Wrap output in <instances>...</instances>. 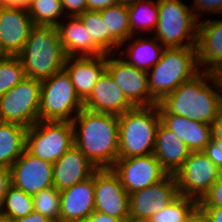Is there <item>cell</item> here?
<instances>
[{"label": "cell", "instance_id": "obj_1", "mask_svg": "<svg viewBox=\"0 0 222 222\" xmlns=\"http://www.w3.org/2000/svg\"><path fill=\"white\" fill-rule=\"evenodd\" d=\"M159 113L177 114L212 125L222 108V85L217 74L201 71L157 103Z\"/></svg>", "mask_w": 222, "mask_h": 222}, {"label": "cell", "instance_id": "obj_2", "mask_svg": "<svg viewBox=\"0 0 222 222\" xmlns=\"http://www.w3.org/2000/svg\"><path fill=\"white\" fill-rule=\"evenodd\" d=\"M72 123L80 151L97 169L111 168L119 153L118 116L83 108Z\"/></svg>", "mask_w": 222, "mask_h": 222}, {"label": "cell", "instance_id": "obj_3", "mask_svg": "<svg viewBox=\"0 0 222 222\" xmlns=\"http://www.w3.org/2000/svg\"><path fill=\"white\" fill-rule=\"evenodd\" d=\"M26 77L44 80L63 70L67 55L56 26L34 25L18 55Z\"/></svg>", "mask_w": 222, "mask_h": 222}, {"label": "cell", "instance_id": "obj_4", "mask_svg": "<svg viewBox=\"0 0 222 222\" xmlns=\"http://www.w3.org/2000/svg\"><path fill=\"white\" fill-rule=\"evenodd\" d=\"M200 72L196 47L165 48L160 61L147 72L150 95L159 103Z\"/></svg>", "mask_w": 222, "mask_h": 222}, {"label": "cell", "instance_id": "obj_5", "mask_svg": "<svg viewBox=\"0 0 222 222\" xmlns=\"http://www.w3.org/2000/svg\"><path fill=\"white\" fill-rule=\"evenodd\" d=\"M118 159L153 154L161 123L157 104L135 106L118 116Z\"/></svg>", "mask_w": 222, "mask_h": 222}, {"label": "cell", "instance_id": "obj_6", "mask_svg": "<svg viewBox=\"0 0 222 222\" xmlns=\"http://www.w3.org/2000/svg\"><path fill=\"white\" fill-rule=\"evenodd\" d=\"M158 9L152 36L165 48L196 47L199 20L192 7L182 0H158Z\"/></svg>", "mask_w": 222, "mask_h": 222}, {"label": "cell", "instance_id": "obj_7", "mask_svg": "<svg viewBox=\"0 0 222 222\" xmlns=\"http://www.w3.org/2000/svg\"><path fill=\"white\" fill-rule=\"evenodd\" d=\"M82 109L83 101L64 69L41 81L40 120L72 122Z\"/></svg>", "mask_w": 222, "mask_h": 222}, {"label": "cell", "instance_id": "obj_8", "mask_svg": "<svg viewBox=\"0 0 222 222\" xmlns=\"http://www.w3.org/2000/svg\"><path fill=\"white\" fill-rule=\"evenodd\" d=\"M74 144V128L70 121L39 120L27 128L25 149L33 156L52 164Z\"/></svg>", "mask_w": 222, "mask_h": 222}, {"label": "cell", "instance_id": "obj_9", "mask_svg": "<svg viewBox=\"0 0 222 222\" xmlns=\"http://www.w3.org/2000/svg\"><path fill=\"white\" fill-rule=\"evenodd\" d=\"M40 97L41 80L25 77L0 96V121L33 126L40 120Z\"/></svg>", "mask_w": 222, "mask_h": 222}, {"label": "cell", "instance_id": "obj_10", "mask_svg": "<svg viewBox=\"0 0 222 222\" xmlns=\"http://www.w3.org/2000/svg\"><path fill=\"white\" fill-rule=\"evenodd\" d=\"M220 173L203 151L191 152L175 173L179 195L201 201L219 179Z\"/></svg>", "mask_w": 222, "mask_h": 222}, {"label": "cell", "instance_id": "obj_11", "mask_svg": "<svg viewBox=\"0 0 222 222\" xmlns=\"http://www.w3.org/2000/svg\"><path fill=\"white\" fill-rule=\"evenodd\" d=\"M179 196L174 174L129 195V222H148Z\"/></svg>", "mask_w": 222, "mask_h": 222}, {"label": "cell", "instance_id": "obj_12", "mask_svg": "<svg viewBox=\"0 0 222 222\" xmlns=\"http://www.w3.org/2000/svg\"><path fill=\"white\" fill-rule=\"evenodd\" d=\"M111 169L129 195L160 182L168 175L154 154L117 159Z\"/></svg>", "mask_w": 222, "mask_h": 222}, {"label": "cell", "instance_id": "obj_13", "mask_svg": "<svg viewBox=\"0 0 222 222\" xmlns=\"http://www.w3.org/2000/svg\"><path fill=\"white\" fill-rule=\"evenodd\" d=\"M95 211L129 222V193L111 168L94 172Z\"/></svg>", "mask_w": 222, "mask_h": 222}, {"label": "cell", "instance_id": "obj_14", "mask_svg": "<svg viewBox=\"0 0 222 222\" xmlns=\"http://www.w3.org/2000/svg\"><path fill=\"white\" fill-rule=\"evenodd\" d=\"M118 56L117 53L107 54L106 70L120 86L128 101L134 107L157 104L150 95L147 72L129 65Z\"/></svg>", "mask_w": 222, "mask_h": 222}, {"label": "cell", "instance_id": "obj_15", "mask_svg": "<svg viewBox=\"0 0 222 222\" xmlns=\"http://www.w3.org/2000/svg\"><path fill=\"white\" fill-rule=\"evenodd\" d=\"M33 26L26 6L0 5V56H18Z\"/></svg>", "mask_w": 222, "mask_h": 222}, {"label": "cell", "instance_id": "obj_16", "mask_svg": "<svg viewBox=\"0 0 222 222\" xmlns=\"http://www.w3.org/2000/svg\"><path fill=\"white\" fill-rule=\"evenodd\" d=\"M9 170L11 184L29 195L53 187V164L33 156L26 149Z\"/></svg>", "mask_w": 222, "mask_h": 222}, {"label": "cell", "instance_id": "obj_17", "mask_svg": "<svg viewBox=\"0 0 222 222\" xmlns=\"http://www.w3.org/2000/svg\"><path fill=\"white\" fill-rule=\"evenodd\" d=\"M133 107L107 70L102 73L90 95L83 101L85 109L117 116Z\"/></svg>", "mask_w": 222, "mask_h": 222}, {"label": "cell", "instance_id": "obj_18", "mask_svg": "<svg viewBox=\"0 0 222 222\" xmlns=\"http://www.w3.org/2000/svg\"><path fill=\"white\" fill-rule=\"evenodd\" d=\"M60 222H83L95 211L93 175L72 187L60 191Z\"/></svg>", "mask_w": 222, "mask_h": 222}, {"label": "cell", "instance_id": "obj_19", "mask_svg": "<svg viewBox=\"0 0 222 222\" xmlns=\"http://www.w3.org/2000/svg\"><path fill=\"white\" fill-rule=\"evenodd\" d=\"M196 49L201 71L217 74L222 69V19L198 23Z\"/></svg>", "mask_w": 222, "mask_h": 222}, {"label": "cell", "instance_id": "obj_20", "mask_svg": "<svg viewBox=\"0 0 222 222\" xmlns=\"http://www.w3.org/2000/svg\"><path fill=\"white\" fill-rule=\"evenodd\" d=\"M107 55L67 57L64 70L69 75L79 98L84 101L106 70Z\"/></svg>", "mask_w": 222, "mask_h": 222}, {"label": "cell", "instance_id": "obj_21", "mask_svg": "<svg viewBox=\"0 0 222 222\" xmlns=\"http://www.w3.org/2000/svg\"><path fill=\"white\" fill-rule=\"evenodd\" d=\"M97 168L74 144L53 164V186L62 191L90 178Z\"/></svg>", "mask_w": 222, "mask_h": 222}, {"label": "cell", "instance_id": "obj_22", "mask_svg": "<svg viewBox=\"0 0 222 222\" xmlns=\"http://www.w3.org/2000/svg\"><path fill=\"white\" fill-rule=\"evenodd\" d=\"M56 26L67 57L107 55L89 36L83 23L77 16H69Z\"/></svg>", "mask_w": 222, "mask_h": 222}, {"label": "cell", "instance_id": "obj_23", "mask_svg": "<svg viewBox=\"0 0 222 222\" xmlns=\"http://www.w3.org/2000/svg\"><path fill=\"white\" fill-rule=\"evenodd\" d=\"M161 123L174 132L191 152L204 151L211 141L212 125L177 114L159 113Z\"/></svg>", "mask_w": 222, "mask_h": 222}, {"label": "cell", "instance_id": "obj_24", "mask_svg": "<svg viewBox=\"0 0 222 222\" xmlns=\"http://www.w3.org/2000/svg\"><path fill=\"white\" fill-rule=\"evenodd\" d=\"M190 153L187 145L174 132L167 129L162 123L159 124L153 154L168 174L175 175Z\"/></svg>", "mask_w": 222, "mask_h": 222}, {"label": "cell", "instance_id": "obj_25", "mask_svg": "<svg viewBox=\"0 0 222 222\" xmlns=\"http://www.w3.org/2000/svg\"><path fill=\"white\" fill-rule=\"evenodd\" d=\"M142 35L143 34L139 35L138 38L136 35H132L128 40L123 42L121 48H119V51L120 49L122 51H120L121 53H118V55L129 65L148 72L160 61L165 47L161 45L155 37L151 39L150 37H144V35ZM126 43H129V45L127 44V46H125ZM124 46L127 48L125 49Z\"/></svg>", "mask_w": 222, "mask_h": 222}, {"label": "cell", "instance_id": "obj_26", "mask_svg": "<svg viewBox=\"0 0 222 222\" xmlns=\"http://www.w3.org/2000/svg\"><path fill=\"white\" fill-rule=\"evenodd\" d=\"M99 12L101 18H105L106 54L116 52L118 54L122 43L132 36L129 25L128 5L117 3Z\"/></svg>", "mask_w": 222, "mask_h": 222}, {"label": "cell", "instance_id": "obj_27", "mask_svg": "<svg viewBox=\"0 0 222 222\" xmlns=\"http://www.w3.org/2000/svg\"><path fill=\"white\" fill-rule=\"evenodd\" d=\"M27 128L0 121V166L10 168L26 147Z\"/></svg>", "mask_w": 222, "mask_h": 222}, {"label": "cell", "instance_id": "obj_28", "mask_svg": "<svg viewBox=\"0 0 222 222\" xmlns=\"http://www.w3.org/2000/svg\"><path fill=\"white\" fill-rule=\"evenodd\" d=\"M129 25L132 35L154 32L158 19V0H139L128 5ZM141 31V32H140Z\"/></svg>", "mask_w": 222, "mask_h": 222}, {"label": "cell", "instance_id": "obj_29", "mask_svg": "<svg viewBox=\"0 0 222 222\" xmlns=\"http://www.w3.org/2000/svg\"><path fill=\"white\" fill-rule=\"evenodd\" d=\"M26 9L33 25L57 26L65 19L61 0H28Z\"/></svg>", "mask_w": 222, "mask_h": 222}, {"label": "cell", "instance_id": "obj_30", "mask_svg": "<svg viewBox=\"0 0 222 222\" xmlns=\"http://www.w3.org/2000/svg\"><path fill=\"white\" fill-rule=\"evenodd\" d=\"M33 211L32 195L25 193L22 189L11 184L6 191L0 208V216L13 221L25 217Z\"/></svg>", "mask_w": 222, "mask_h": 222}, {"label": "cell", "instance_id": "obj_31", "mask_svg": "<svg viewBox=\"0 0 222 222\" xmlns=\"http://www.w3.org/2000/svg\"><path fill=\"white\" fill-rule=\"evenodd\" d=\"M198 208L197 200L179 195L168 206L155 213L148 222H185Z\"/></svg>", "mask_w": 222, "mask_h": 222}, {"label": "cell", "instance_id": "obj_32", "mask_svg": "<svg viewBox=\"0 0 222 222\" xmlns=\"http://www.w3.org/2000/svg\"><path fill=\"white\" fill-rule=\"evenodd\" d=\"M26 77L19 56H0V96L15 87Z\"/></svg>", "mask_w": 222, "mask_h": 222}, {"label": "cell", "instance_id": "obj_33", "mask_svg": "<svg viewBox=\"0 0 222 222\" xmlns=\"http://www.w3.org/2000/svg\"><path fill=\"white\" fill-rule=\"evenodd\" d=\"M34 211L60 222V191L54 186L32 195Z\"/></svg>", "mask_w": 222, "mask_h": 222}, {"label": "cell", "instance_id": "obj_34", "mask_svg": "<svg viewBox=\"0 0 222 222\" xmlns=\"http://www.w3.org/2000/svg\"><path fill=\"white\" fill-rule=\"evenodd\" d=\"M88 30L89 36L106 53V25L105 18H101L99 11L86 10L77 16Z\"/></svg>", "mask_w": 222, "mask_h": 222}, {"label": "cell", "instance_id": "obj_35", "mask_svg": "<svg viewBox=\"0 0 222 222\" xmlns=\"http://www.w3.org/2000/svg\"><path fill=\"white\" fill-rule=\"evenodd\" d=\"M199 207H222V172L209 192L199 201Z\"/></svg>", "mask_w": 222, "mask_h": 222}, {"label": "cell", "instance_id": "obj_36", "mask_svg": "<svg viewBox=\"0 0 222 222\" xmlns=\"http://www.w3.org/2000/svg\"><path fill=\"white\" fill-rule=\"evenodd\" d=\"M192 4V10L194 11L195 17L197 18V20L200 19L202 20V18H200L201 14L199 13H203L205 14V11L210 12L211 14L216 15L217 14H221L222 12V0H193L191 1Z\"/></svg>", "mask_w": 222, "mask_h": 222}, {"label": "cell", "instance_id": "obj_37", "mask_svg": "<svg viewBox=\"0 0 222 222\" xmlns=\"http://www.w3.org/2000/svg\"><path fill=\"white\" fill-rule=\"evenodd\" d=\"M214 165L222 172V141L211 137L203 151Z\"/></svg>", "mask_w": 222, "mask_h": 222}, {"label": "cell", "instance_id": "obj_38", "mask_svg": "<svg viewBox=\"0 0 222 222\" xmlns=\"http://www.w3.org/2000/svg\"><path fill=\"white\" fill-rule=\"evenodd\" d=\"M65 15L78 16L87 10V0H61Z\"/></svg>", "mask_w": 222, "mask_h": 222}, {"label": "cell", "instance_id": "obj_39", "mask_svg": "<svg viewBox=\"0 0 222 222\" xmlns=\"http://www.w3.org/2000/svg\"><path fill=\"white\" fill-rule=\"evenodd\" d=\"M11 185V174L9 168L0 166V208L2 206L6 191Z\"/></svg>", "mask_w": 222, "mask_h": 222}, {"label": "cell", "instance_id": "obj_40", "mask_svg": "<svg viewBox=\"0 0 222 222\" xmlns=\"http://www.w3.org/2000/svg\"><path fill=\"white\" fill-rule=\"evenodd\" d=\"M207 222H222V207H199Z\"/></svg>", "mask_w": 222, "mask_h": 222}, {"label": "cell", "instance_id": "obj_41", "mask_svg": "<svg viewBox=\"0 0 222 222\" xmlns=\"http://www.w3.org/2000/svg\"><path fill=\"white\" fill-rule=\"evenodd\" d=\"M83 222H125L123 219L94 211Z\"/></svg>", "mask_w": 222, "mask_h": 222}, {"label": "cell", "instance_id": "obj_42", "mask_svg": "<svg viewBox=\"0 0 222 222\" xmlns=\"http://www.w3.org/2000/svg\"><path fill=\"white\" fill-rule=\"evenodd\" d=\"M117 3L118 0H87V10L100 11Z\"/></svg>", "mask_w": 222, "mask_h": 222}, {"label": "cell", "instance_id": "obj_43", "mask_svg": "<svg viewBox=\"0 0 222 222\" xmlns=\"http://www.w3.org/2000/svg\"><path fill=\"white\" fill-rule=\"evenodd\" d=\"M12 222H54V221L36 211H33L32 213H29L25 217L18 218L16 220H13Z\"/></svg>", "mask_w": 222, "mask_h": 222}, {"label": "cell", "instance_id": "obj_44", "mask_svg": "<svg viewBox=\"0 0 222 222\" xmlns=\"http://www.w3.org/2000/svg\"><path fill=\"white\" fill-rule=\"evenodd\" d=\"M212 137L222 141V108L219 110L217 117L212 123Z\"/></svg>", "mask_w": 222, "mask_h": 222}, {"label": "cell", "instance_id": "obj_45", "mask_svg": "<svg viewBox=\"0 0 222 222\" xmlns=\"http://www.w3.org/2000/svg\"><path fill=\"white\" fill-rule=\"evenodd\" d=\"M185 222H207V219L205 215L201 212V210L198 208L192 216L186 220Z\"/></svg>", "mask_w": 222, "mask_h": 222}, {"label": "cell", "instance_id": "obj_46", "mask_svg": "<svg viewBox=\"0 0 222 222\" xmlns=\"http://www.w3.org/2000/svg\"><path fill=\"white\" fill-rule=\"evenodd\" d=\"M28 0H0V5H22L26 6Z\"/></svg>", "mask_w": 222, "mask_h": 222}, {"label": "cell", "instance_id": "obj_47", "mask_svg": "<svg viewBox=\"0 0 222 222\" xmlns=\"http://www.w3.org/2000/svg\"><path fill=\"white\" fill-rule=\"evenodd\" d=\"M139 0H118L119 3L129 5L131 3L137 2Z\"/></svg>", "mask_w": 222, "mask_h": 222}, {"label": "cell", "instance_id": "obj_48", "mask_svg": "<svg viewBox=\"0 0 222 222\" xmlns=\"http://www.w3.org/2000/svg\"><path fill=\"white\" fill-rule=\"evenodd\" d=\"M0 222H12L10 219L0 216Z\"/></svg>", "mask_w": 222, "mask_h": 222}, {"label": "cell", "instance_id": "obj_49", "mask_svg": "<svg viewBox=\"0 0 222 222\" xmlns=\"http://www.w3.org/2000/svg\"><path fill=\"white\" fill-rule=\"evenodd\" d=\"M222 85V69L217 73Z\"/></svg>", "mask_w": 222, "mask_h": 222}]
</instances>
